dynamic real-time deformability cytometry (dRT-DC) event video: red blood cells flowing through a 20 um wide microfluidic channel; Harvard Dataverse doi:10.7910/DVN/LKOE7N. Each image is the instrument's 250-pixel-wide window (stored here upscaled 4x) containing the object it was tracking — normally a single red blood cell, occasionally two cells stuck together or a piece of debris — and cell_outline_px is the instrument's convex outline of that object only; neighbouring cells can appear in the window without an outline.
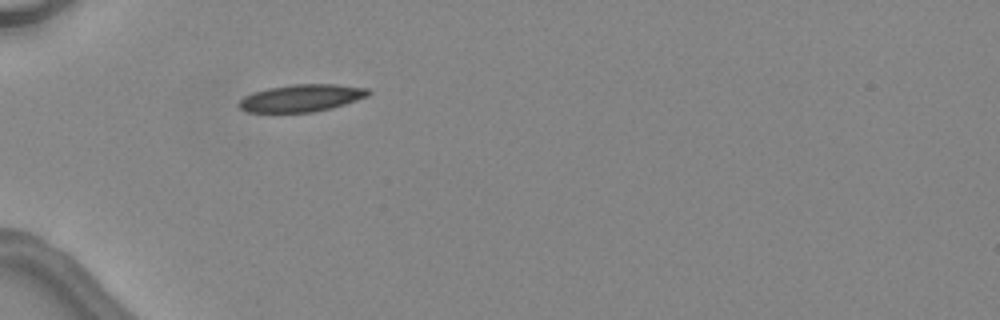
{"species": "common noctule bat (a hibernating species)", "species_latin": "Nyctalus noctula", "temperature_condition": "warm", "stored_images_in_passage": 6, "camera_frame_rate_fps": 3000, "um_per_image_px": 0.085, "animal": {"sex": "female", "body_mass_g": 24.6, "forearm_length_mm": 56.2}, "frame": {"image": 1, "passage_image": 6, "time_ms": 6.0, "image_size_px": [1000, 320], "cell_outline_px": [[372, 92], [368, 96], [332, 108], [312, 112], [248, 112], [240, 108], [236, 104], [244, 96], [252, 92], [268, 88], [292, 84], [336, 84], [368, 88]], "centroid_in_image_um": [25.62, 8.33], "position_along_channel_um": 59.4, "area_um2": 20.63}}